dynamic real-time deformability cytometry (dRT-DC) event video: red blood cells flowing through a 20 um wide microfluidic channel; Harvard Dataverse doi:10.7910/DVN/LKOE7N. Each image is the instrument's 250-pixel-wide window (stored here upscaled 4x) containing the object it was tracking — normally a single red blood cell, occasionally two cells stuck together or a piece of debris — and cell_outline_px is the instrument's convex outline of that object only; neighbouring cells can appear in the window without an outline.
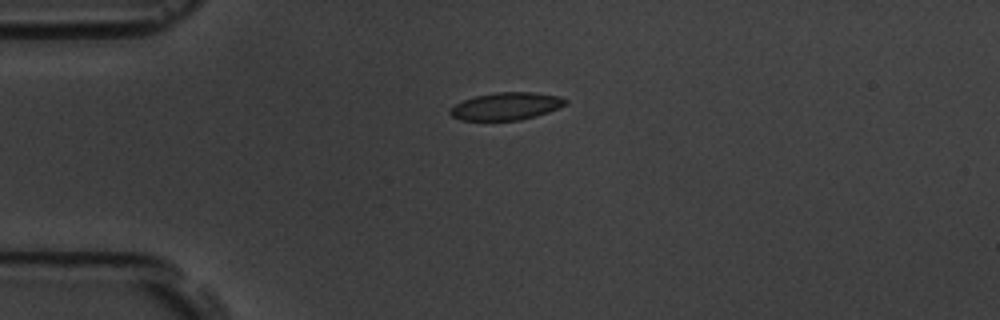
{"species": "common noctule bat (a hibernating species)", "species_latin": "Nyctalus noctula", "temperature_condition": "room temperature", "stored_images_in_passage": 43, "camera_frame_rate_fps": 3000, "um_per_image_px": 0.085, "animal": {"sex": "male", "body_mass_g": 19.5, "forearm_length_mm": 54.6}, "frame": {"image": 1, "passage_image": 1, "time_ms": 0.0, "image_size_px": [1000, 320], "cell_outline_px": [[568, 104], [548, 112], [536, 116], [520, 120], [460, 120], [452, 116], [448, 112], [456, 104], [464, 100], [476, 96], [496, 92], [536, 92], [560, 96], [568, 100]], "centroid_in_image_um": [43.07, 9.02], "position_along_channel_um": 41.9, "area_um2": 18.5}}
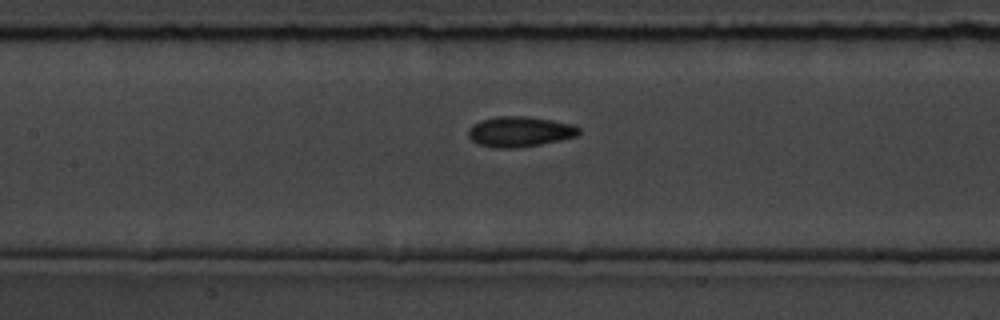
{"frame": {"image": 2, "passage_image": 13, "time_ms": 4.0, "image_size_px": [1000, 320], "cell_outline_px": [[580, 132], [576, 136], [560, 140], [540, 144], [516, 148], [492, 148], [476, 144], [468, 136], [468, 128], [472, 124], [480, 120], [496, 116], [528, 116], [552, 120], [572, 124], [580, 128]], "centroid_in_image_um": [44.13, 11.19], "position_along_channel_um": 163.3, "area_um2": 19.77}}
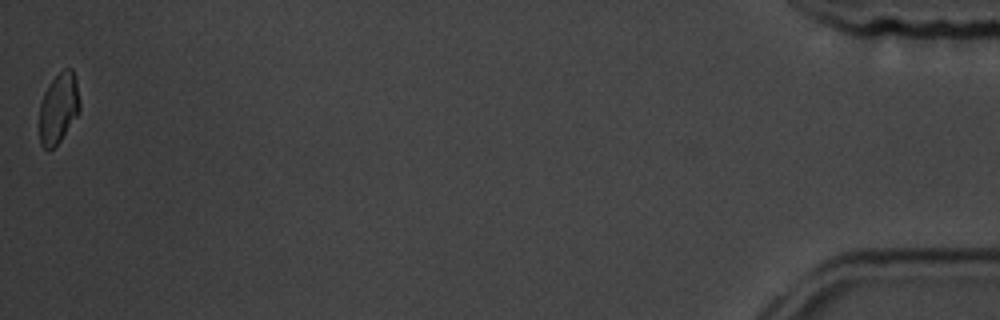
{"frame": {"image": 3, "passage_image": 43, "time_ms": 14.0, "image_size_px": [1000, 320], "cell_outline_px": [[80, 112], [60, 140], [52, 148], [44, 148], [40, 144], [40, 104], [44, 92], [48, 84], [64, 68], [72, 68], [76, 80], [80, 100]], "centroid_in_image_um": [4.99, 9.16], "position_along_channel_um": 430.2, "area_um2": 16.47}, "authors_computed_cell_mechanics": {"area_um2": 18.3226, "velocity_mm_per_s": 3.6524, "shape_relaxation_time_tau1_ms": 2.4033, "shape_relaxation_time_tau2_ms": 2.8394, "deformation_change_tau1": 0.1084, "deformation_change_tau2": 0.0617}}